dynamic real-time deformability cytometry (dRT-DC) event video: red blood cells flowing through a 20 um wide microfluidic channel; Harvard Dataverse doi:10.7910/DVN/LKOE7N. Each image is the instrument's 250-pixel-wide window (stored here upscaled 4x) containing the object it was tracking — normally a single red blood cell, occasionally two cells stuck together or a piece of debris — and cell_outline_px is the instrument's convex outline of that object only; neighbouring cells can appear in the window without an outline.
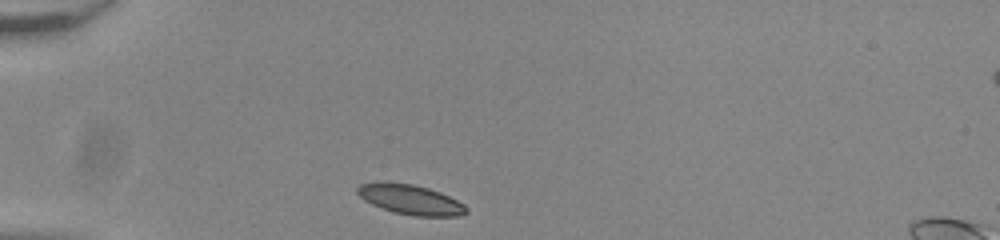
{"species": "common noctule bat (a hibernating species)", "species_latin": "Nyctalus noctula", "temperature_condition": "room temperature", "stored_images_in_passage": 32, "camera_frame_rate_fps": 3000, "um_per_image_px": 0.085, "animal": {"sex": "male", "body_mass_g": 20.0, "forearm_length_mm": 53.3}, "frame": {"image": 1, "passage_image": 1, "time_ms": 0.0, "image_size_px": [1000, 240], "cell_outline_px": [[468, 212], [456, 216], [416, 216], [396, 212], [380, 208], [364, 200], [356, 192], [356, 188], [360, 184], [412, 184], [428, 188], [440, 192], [464, 204], [468, 208]], "centroid_in_image_um": [34.93, 16.99], "position_along_channel_um": 50.1, "area_um2": 18.32}}
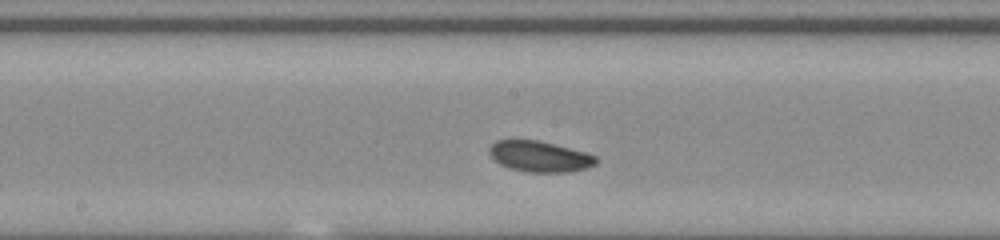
{"frame": {"image": 2, "passage_image": 15, "time_ms": 4.667, "image_size_px": [1000, 240], "cell_outline_px": [[596, 164], [588, 168], [568, 172], [524, 172], [508, 168], [500, 164], [488, 152], [488, 148], [496, 140], [536, 140], [584, 152], [596, 156]], "centroid_in_image_um": [45.84, 13.31], "position_along_channel_um": 202.4, "area_um2": 19.02}}
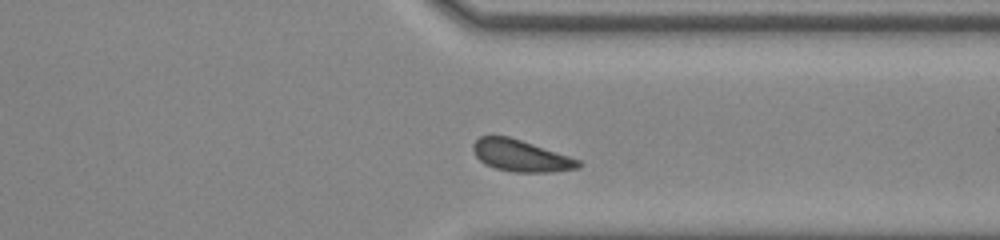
{"frame": {"image": 3, "passage_image": 28, "time_ms": 9.0, "image_size_px": [1000, 240], "cell_outline_px": [[580, 168], [552, 172], [512, 172], [496, 168], [484, 164], [476, 156], [472, 148], [472, 144], [480, 136], [508, 136], [580, 160]], "centroid_in_image_um": [44.24, 13.24], "position_along_channel_um": 367.2, "area_um2": 19.19}, "authors_computed_cell_mechanics": {"area_um2": 19.3341, "velocity_mm_per_s": 3.7994, "shape_relaxation_time_tau1_ms": 4.609, "shape_relaxation_time_tau2_ms": null, "deformation_change_tau1": 0.1047, "deformation_change_tau2": null}}